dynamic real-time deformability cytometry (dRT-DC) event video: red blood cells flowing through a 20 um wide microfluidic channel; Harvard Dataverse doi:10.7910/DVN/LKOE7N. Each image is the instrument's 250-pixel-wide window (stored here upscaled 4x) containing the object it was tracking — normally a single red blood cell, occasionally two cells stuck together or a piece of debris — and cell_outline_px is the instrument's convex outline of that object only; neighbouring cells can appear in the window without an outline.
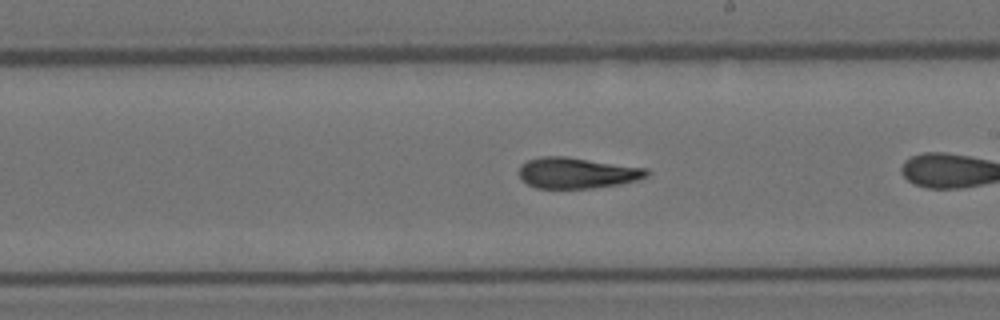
{"species": "Egyptian fruit bat (a non-hibernating species)", "species_latin": "Rousettus aegyptiacus", "temperature_condition": "room temperature", "stored_images_in_passage": 22, "camera_frame_rate_fps": 3000, "um_per_image_px": 0.085, "animal": {"sex": "female"}, "frame": {"image": 1, "passage_image": 15, "time_ms": 4.667, "image_size_px": [1000, 320], "cell_outline_px": [[652, 172], [648, 176], [636, 180], [620, 184], [592, 188], [536, 188], [528, 184], [520, 176], [520, 164], [528, 160], [540, 156], [564, 156], [648, 168]], "centroid_in_image_um": [49.08, 14.69], "position_along_channel_um": 239.9, "area_um2": 23.0}}
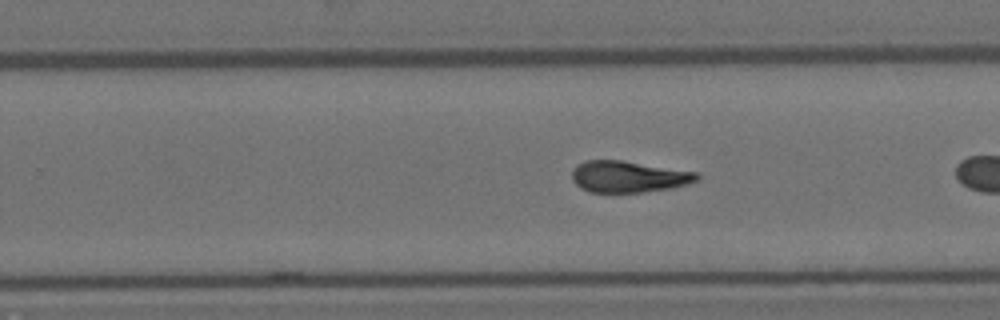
{"frame": {"image": 2, "passage_image": 18, "time_ms": 5.667, "image_size_px": [1000, 320], "cell_outline_px": [[700, 176], [696, 180], [688, 184], [672, 188], [644, 192], [588, 192], [580, 188], [572, 180], [572, 168], [576, 164], [588, 160], [620, 160], [696, 172]], "centroid_in_image_um": [53.38, 15.02], "position_along_channel_um": 276.4, "area_um2": 22.89}}